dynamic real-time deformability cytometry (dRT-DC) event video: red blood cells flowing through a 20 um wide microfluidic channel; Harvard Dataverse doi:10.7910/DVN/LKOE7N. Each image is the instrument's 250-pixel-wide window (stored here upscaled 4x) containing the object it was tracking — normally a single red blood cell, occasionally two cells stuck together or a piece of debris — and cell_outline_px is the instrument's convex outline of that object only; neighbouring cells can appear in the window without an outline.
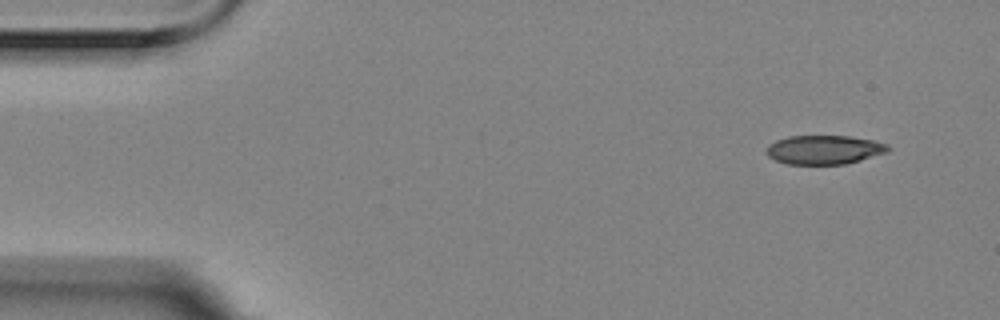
{"species": "Egyptian fruit bat (a non-hibernating species)", "species_latin": "Rousettus aegyptiacus", "temperature_condition": "room temperature", "stored_images_in_passage": 4, "camera_frame_rate_fps": 3000, "um_per_image_px": 0.085, "animal": {"sex": "female"}, "frame": {"image": 1, "passage_image": 1, "time_ms": 0.0, "image_size_px": [1000, 320], "cell_outline_px": [[888, 152], [860, 160], [844, 164], [788, 164], [776, 160], [768, 156], [764, 152], [764, 148], [768, 144], [776, 140], [788, 136], [848, 136], [872, 140], [888, 144]], "centroid_in_image_um": [70.0, 12.72], "position_along_channel_um": 15.0, "area_um2": 20.58}}
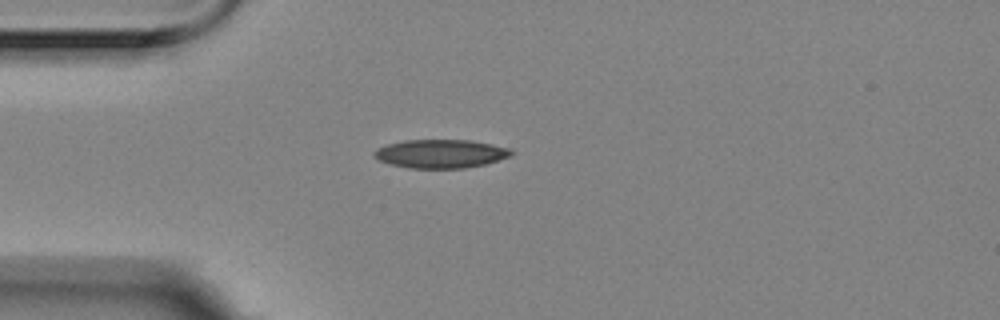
{"frame": {"image": 2, "passage_image": 4, "time_ms": 1.0, "image_size_px": [1000, 320], "cell_outline_px": [[516, 152], [512, 156], [484, 164], [464, 168], [408, 168], [392, 164], [380, 160], [372, 156], [372, 152], [376, 148], [388, 144], [404, 140], [472, 140], [492, 144], [508, 148]], "centroid_in_image_um": [37.46, 13.06], "position_along_channel_um": 47.5, "area_um2": 22.89}}